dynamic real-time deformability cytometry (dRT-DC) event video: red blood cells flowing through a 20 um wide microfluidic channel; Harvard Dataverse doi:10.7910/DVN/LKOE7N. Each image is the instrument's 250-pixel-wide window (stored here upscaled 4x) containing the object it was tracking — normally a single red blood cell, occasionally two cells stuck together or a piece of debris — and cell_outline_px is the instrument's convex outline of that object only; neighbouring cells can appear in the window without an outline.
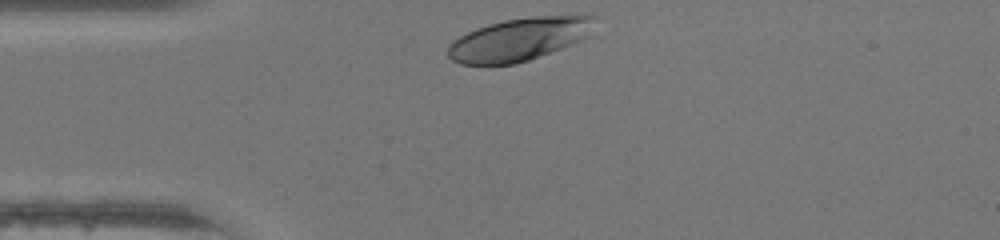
{"species": "human", "species_latin": "Homo sapiens", "temperature_condition": "warm", "stored_images_in_passage": 26, "camera_frame_rate_fps": 3000, "um_per_image_px": 0.085, "donor": {"sex": "female"}, "frame": {"image": 1, "passage_image": 1, "time_ms": 0.0, "image_size_px": [1000, 240], "cell_outline_px": [[600, 16], [588, 36], [572, 44], [528, 60], [516, 64], [460, 64], [452, 60], [448, 56], [448, 44], [452, 40], [476, 28], [488, 24], [504, 20], [532, 16]], "centroid_in_image_um": [44.13, 3.33], "position_along_channel_um": 40.9, "area_um2": 36.53}}
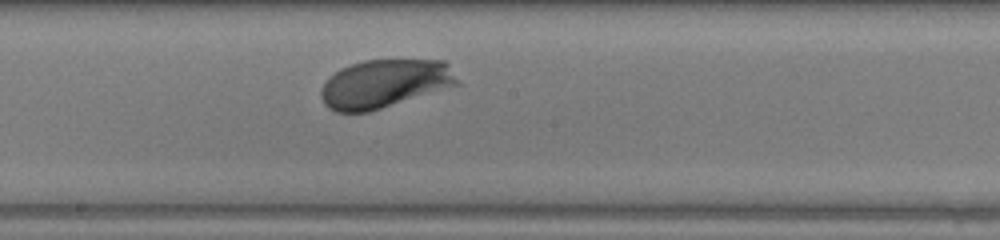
{"frame": {"image": 2, "passage_image": 15, "time_ms": 4.667, "image_size_px": [1000, 240], "cell_outline_px": [[464, 84], [368, 112], [336, 112], [328, 108], [324, 104], [320, 96], [320, 88], [340, 68], [364, 60], [444, 60], [448, 64]], "centroid_in_image_um": [32.75, 7.12], "position_along_channel_um": 215.4, "area_um2": 38.78}}
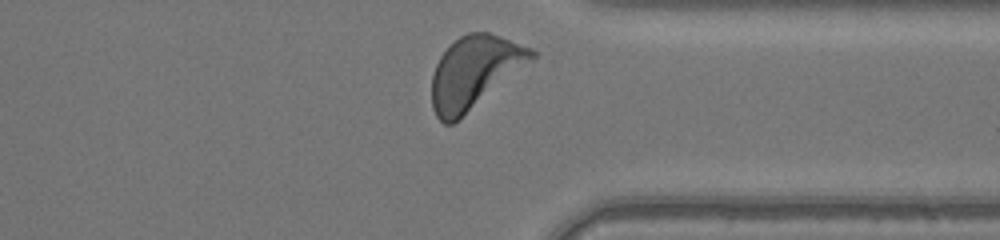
{"frame": {"image": 3, "passage_image": 26, "time_ms": 8.333, "image_size_px": [1000, 240], "cell_outline_px": [[536, 56], [532, 60], [452, 124], [444, 124], [436, 116], [432, 108], [432, 76], [436, 64], [440, 56], [460, 36], [468, 32], [488, 32], [500, 36], [532, 48], [536, 52]], "centroid_in_image_um": [40.31, 6.12], "position_along_channel_um": 371.1, "area_um2": 41.1}, "authors_computed_cell_mechanics": {"area_um2": 37.6567, "velocity_mm_per_s": 4.3103, "shape_relaxation_time_tau1_ms": 1.1693, "shape_relaxation_time_tau2_ms": null, "deformation_change_tau1": 0.1133, "deformation_change_tau2": null}}